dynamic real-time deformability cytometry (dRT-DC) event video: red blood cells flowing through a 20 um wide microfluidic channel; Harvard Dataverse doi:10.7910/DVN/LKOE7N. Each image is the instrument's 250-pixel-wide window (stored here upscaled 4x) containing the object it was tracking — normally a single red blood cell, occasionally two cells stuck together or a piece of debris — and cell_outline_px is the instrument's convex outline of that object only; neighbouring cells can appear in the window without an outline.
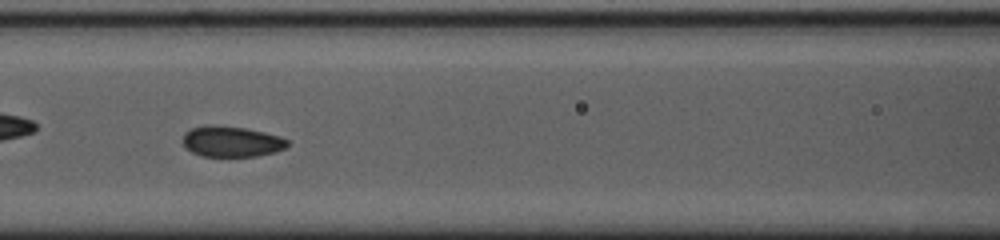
{"species": "common noctule bat (a hibernating species)", "species_latin": "Nyctalus noctula", "temperature_condition": "cold", "stored_images_in_passage": 43, "camera_frame_rate_fps": 3000, "um_per_image_px": 0.085, "animal": {"sex": "female", "body_mass_g": 23.0, "forearm_length_mm": 53.4}, "frame": {"image": 1, "passage_image": 19, "time_ms": 6.0, "image_size_px": [1000, 240], "cell_outline_px": [[288, 144], [284, 148], [276, 152], [256, 156], [200, 156], [192, 152], [184, 144], [184, 132], [192, 128], [208, 124], [244, 128], [264, 132], [280, 136], [288, 140]], "centroid_in_image_um": [19.68, 12.03], "position_along_channel_um": 146.9, "area_um2": 18.61}, "authors_computed_cell_mechanics": {"area_um2": 18.785, "velocity_mm_per_s": 3.6236, "shape_relaxation_time_tau1_ms": 3.5711, "shape_relaxation_time_tau2_ms": 1.0659, "deformation_change_tau1": 0.0985, "deformation_change_tau2": 0.0437}}